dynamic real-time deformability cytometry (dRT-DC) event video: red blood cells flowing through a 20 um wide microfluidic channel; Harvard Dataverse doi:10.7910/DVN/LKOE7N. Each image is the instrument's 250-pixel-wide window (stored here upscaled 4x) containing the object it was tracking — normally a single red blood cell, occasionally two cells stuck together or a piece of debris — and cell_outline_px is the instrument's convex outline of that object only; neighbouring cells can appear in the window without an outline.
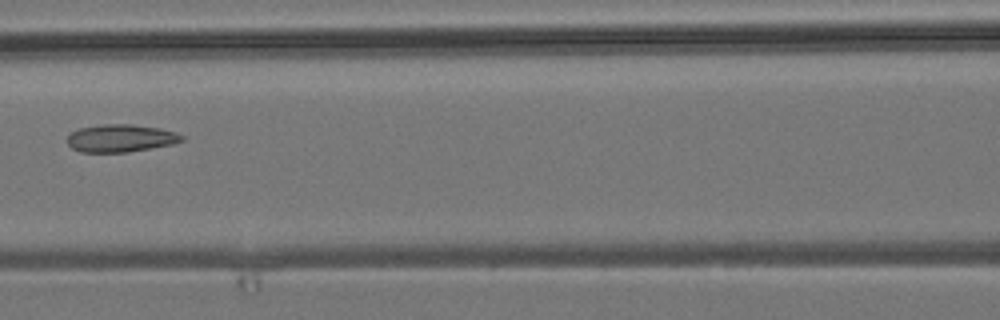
{"species": "common noctule bat (a hibernating species)", "species_latin": "Nyctalus noctula", "temperature_condition": "room temperature", "stored_images_in_passage": 5, "camera_frame_rate_fps": 3000, "um_per_image_px": 0.085, "animal": {"sex": "male", "body_mass_g": 19.2, "forearm_length_mm": 51.8}, "frame": {"image": 1, "passage_image": 5, "time_ms": 4.667, "image_size_px": [1000, 320], "cell_outline_px": [[184, 140], [172, 144], [128, 152], [80, 152], [72, 148], [68, 144], [68, 136], [72, 132], [80, 128], [104, 124], [132, 124], [160, 128], [176, 132], [184, 136]], "centroid_in_image_um": [10.28, 11.74], "position_along_channel_um": 156.3, "area_um2": 18.38}}